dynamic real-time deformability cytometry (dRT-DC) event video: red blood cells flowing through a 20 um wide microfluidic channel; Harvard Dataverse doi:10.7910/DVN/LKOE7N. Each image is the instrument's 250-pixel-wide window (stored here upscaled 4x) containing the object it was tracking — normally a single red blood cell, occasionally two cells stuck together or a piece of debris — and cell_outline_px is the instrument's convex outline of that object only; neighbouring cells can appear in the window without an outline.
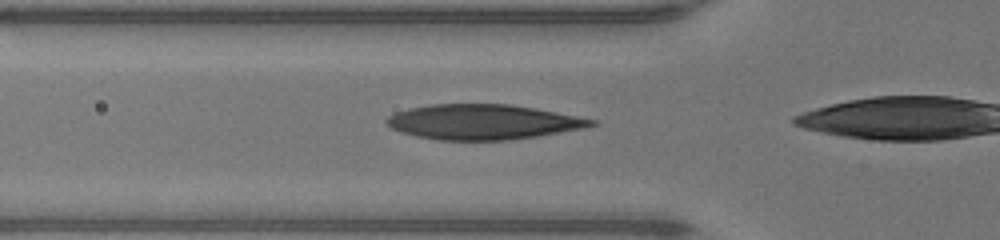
{"species": "human", "species_latin": "Homo sapiens", "temperature_condition": "warm", "stored_images_in_passage": 4, "camera_frame_rate_fps": 3000, "um_per_image_px": 0.085, "donor": {"sex": "male"}, "frame": {"image": 1, "passage_image": 2, "time_ms": 0.333, "image_size_px": [1000, 240], "cell_outline_px": [[600, 124], [584, 128], [536, 136], [508, 140], [436, 140], [416, 136], [400, 132], [392, 128], [384, 120], [388, 116], [396, 112], [408, 108], [432, 104], [508, 104], [536, 108], [596, 120]], "centroid_in_image_um": [41.03, 10.36], "position_along_channel_um": 84.8, "area_um2": 41.79}}